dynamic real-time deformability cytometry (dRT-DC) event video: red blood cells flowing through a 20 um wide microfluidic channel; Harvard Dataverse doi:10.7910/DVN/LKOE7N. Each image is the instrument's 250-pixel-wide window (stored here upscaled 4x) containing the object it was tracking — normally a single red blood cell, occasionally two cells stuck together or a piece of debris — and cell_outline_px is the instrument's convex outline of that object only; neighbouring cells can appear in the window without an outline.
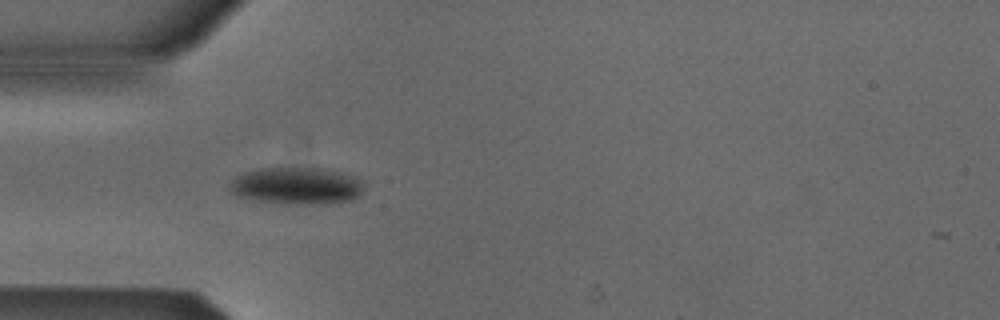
{"species": "Egyptian fruit bat (a non-hibernating species)", "species_latin": "Rousettus aegyptiacus", "temperature_condition": "cold", "stored_images_in_passage": 38, "camera_frame_rate_fps": 3000, "um_per_image_px": 0.085, "animal": {"sex": "male"}, "frame": {"image": 1, "passage_image": 1, "time_ms": 0.0, "image_size_px": [1000, 320], "cell_outline_px": [[364, 188], [360, 196], [352, 200], [324, 204], [284, 204], [256, 200], [236, 196], [228, 188], [228, 184], [236, 176], [244, 172], [260, 168], [320, 168], [336, 172], [360, 180], [364, 184]], "centroid_in_image_um": [25.17, 15.81], "position_along_channel_um": 59.8, "area_um2": 29.02}}
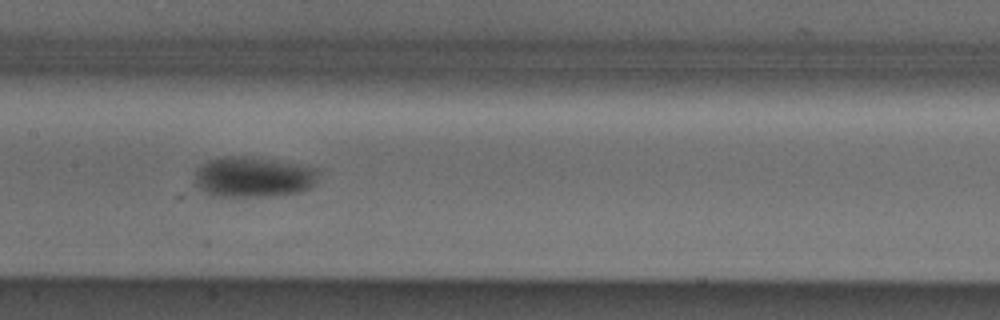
{"frame": {"image": 2, "passage_image": 11, "time_ms": 3.333, "image_size_px": [1000, 320], "cell_outline_px": [[320, 172], [316, 184], [300, 192], [272, 196], [216, 196], [204, 192], [192, 180], [196, 172], [208, 160], [224, 156], [244, 156], [320, 168]], "centroid_in_image_um": [21.56, 15.05], "position_along_channel_um": 185.8, "area_um2": 29.13}}
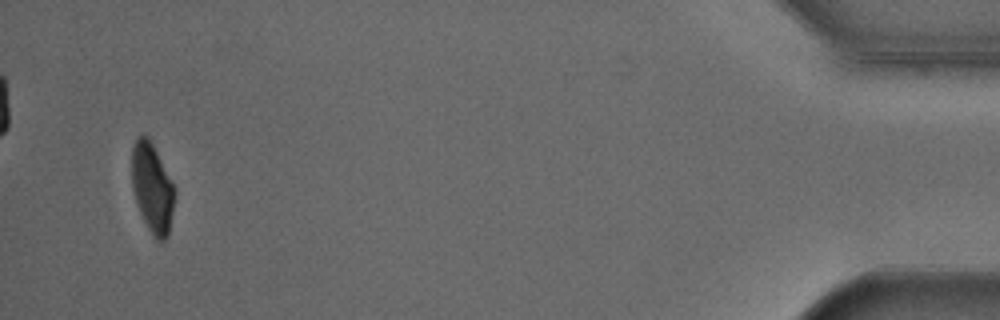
{"frame": {"image": 3, "passage_image": 36, "time_ms": 11.667, "image_size_px": [1000, 320], "cell_outline_px": [[176, 196], [168, 236], [160, 244], [152, 236], [136, 204], [132, 188], [132, 148], [136, 136], [148, 136], [176, 192]], "centroid_in_image_um": [12.93, 16.04], "position_along_channel_um": 422.3, "area_um2": 22.25}, "authors_computed_cell_mechanics": {"area_um2": 27.7729, "velocity_mm_per_s": 3.862, "shape_relaxation_time_tau1_ms": 3.1044, "shape_relaxation_time_tau2_ms": null, "deformation_change_tau1": 0.0924, "deformation_change_tau2": null}}